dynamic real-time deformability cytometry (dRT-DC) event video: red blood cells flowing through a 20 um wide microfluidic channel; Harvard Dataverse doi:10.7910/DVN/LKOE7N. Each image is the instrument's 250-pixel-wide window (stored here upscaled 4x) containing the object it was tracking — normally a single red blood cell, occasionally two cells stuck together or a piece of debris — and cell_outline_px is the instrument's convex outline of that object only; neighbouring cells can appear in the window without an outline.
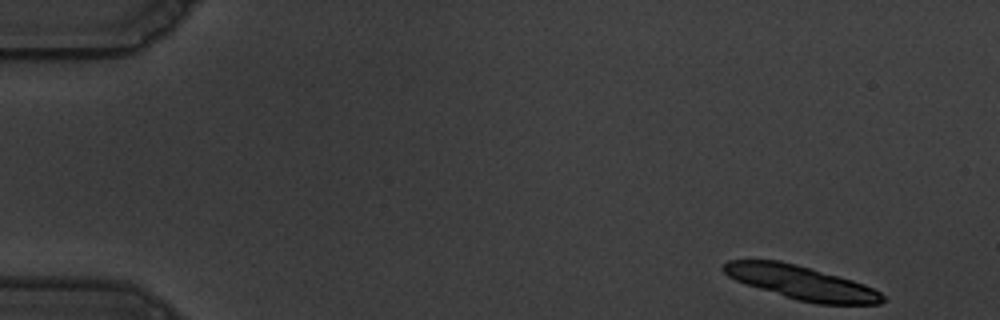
{"species": "common noctule bat (a hibernating species)", "species_latin": "Nyctalus noctula", "temperature_condition": "warm", "stored_images_in_passage": 14, "camera_frame_rate_fps": 3000, "um_per_image_px": 0.085, "animal": {"sex": "male", "body_mass_g": 19.5, "forearm_length_mm": 54.6}, "frame": {"image": 1, "passage_image": 1, "time_ms": 0.0, "image_size_px": [1000, 320], "cell_outline_px": [[888, 300], [880, 304], [816, 304], [796, 300], [744, 284], [728, 276], [720, 268], [728, 260], [780, 260], [812, 268], [852, 280], [864, 284], [880, 292]], "centroid_in_image_um": [68.11, 24.03], "position_along_channel_um": 16.9, "area_um2": 31.44}}